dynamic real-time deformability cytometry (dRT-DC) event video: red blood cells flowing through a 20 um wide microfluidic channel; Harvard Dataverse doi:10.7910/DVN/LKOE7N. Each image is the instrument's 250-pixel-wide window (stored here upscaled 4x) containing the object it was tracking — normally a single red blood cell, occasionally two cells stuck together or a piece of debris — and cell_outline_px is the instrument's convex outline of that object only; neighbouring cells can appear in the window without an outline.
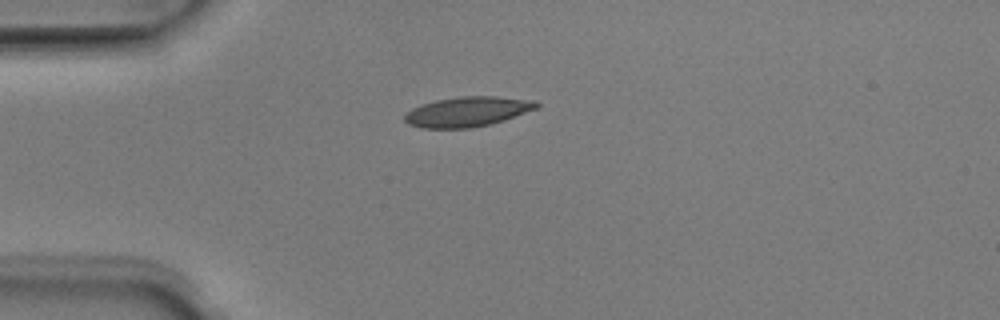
{"species": "Egyptian fruit bat (a non-hibernating species)", "species_latin": "Rousettus aegyptiacus", "temperature_condition": "room temperature", "stored_images_in_passage": 38, "camera_frame_rate_fps": 3000, "um_per_image_px": 0.085, "animal": {"sex": "male"}, "frame": {"image": 1, "passage_image": 1, "time_ms": 0.0, "image_size_px": [1000, 320], "cell_outline_px": [[540, 104], [536, 108], [504, 120], [472, 128], [420, 128], [408, 124], [404, 120], [404, 116], [412, 108], [436, 100], [460, 96], [492, 96], [524, 100]], "centroid_in_image_um": [39.65, 9.51], "position_along_channel_um": 45.4, "area_um2": 22.48}}
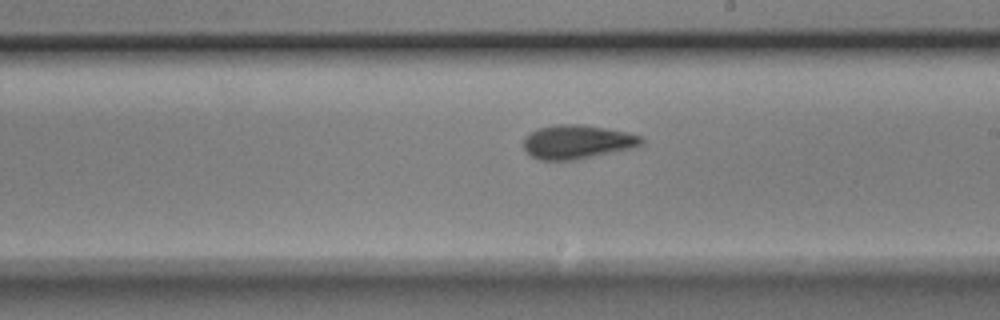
{"frame": {"image": 2, "passage_image": 17, "time_ms": 5.333, "image_size_px": [1000, 320], "cell_outline_px": [[644, 144], [632, 148], [576, 160], [540, 160], [532, 156], [524, 148], [524, 136], [536, 128], [556, 124], [580, 124], [604, 128], [624, 132], [640, 136], [644, 140]], "centroid_in_image_um": [49.03, 12.06], "position_along_channel_um": 240.0, "area_um2": 23.24}}
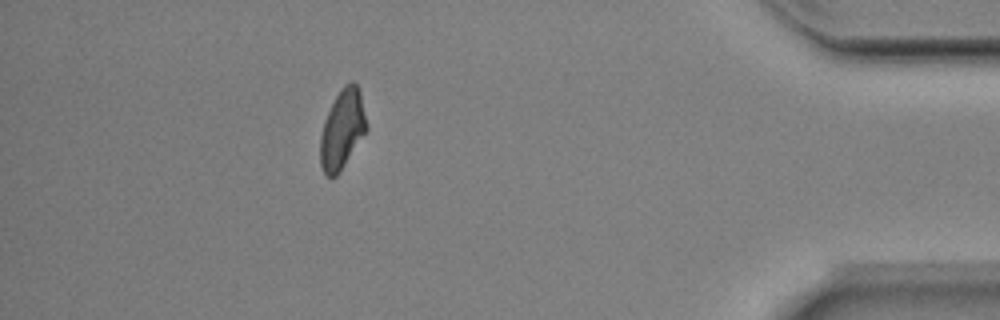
{"frame": {"image": 3, "passage_image": 33, "time_ms": 10.667, "image_size_px": [1000, 320], "cell_outline_px": [[368, 128], [340, 172], [336, 176], [324, 176], [320, 164], [320, 136], [324, 120], [340, 88], [344, 84], [352, 80], [356, 84], [360, 92]], "centroid_in_image_um": [29.08, 11.0], "position_along_channel_um": 406.1, "area_um2": 21.33}, "authors_computed_cell_mechanics": {"area_um2": 22.2819, "velocity_mm_per_s": 4.0143, "shape_relaxation_time_tau1_ms": 3.3723, "shape_relaxation_time_tau2_ms": 1.5039, "deformation_change_tau1": 0.1284, "deformation_change_tau2": 0.0575}}